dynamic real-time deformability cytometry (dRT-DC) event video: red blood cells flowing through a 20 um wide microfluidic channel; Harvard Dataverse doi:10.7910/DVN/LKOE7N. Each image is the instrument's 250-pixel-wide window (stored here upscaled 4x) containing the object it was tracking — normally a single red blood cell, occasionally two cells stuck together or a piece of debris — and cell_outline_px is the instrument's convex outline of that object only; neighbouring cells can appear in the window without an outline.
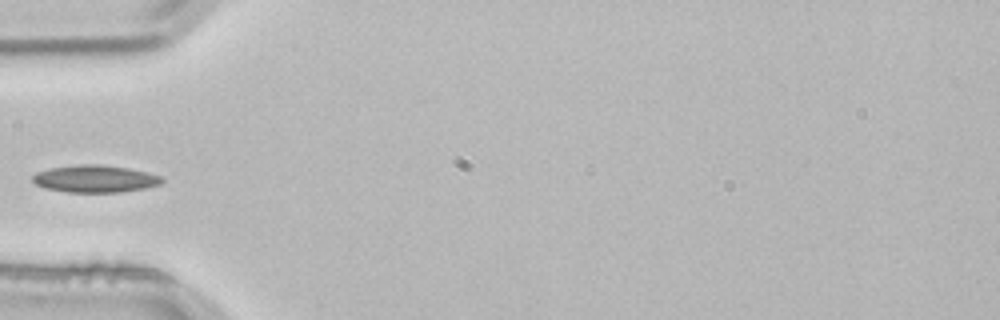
{"species": "common noctule bat (a hibernating species)", "species_latin": "Nyctalus noctula", "temperature_condition": "room temperature", "stored_images_in_passage": 2, "camera_frame_rate_fps": 3000, "um_per_image_px": 0.085, "animal": {"sex": "male", "body_mass_g": 21.5, "forearm_length_mm": 52.0}, "frame": {"image": 1, "passage_image": 2, "time_ms": 0.333, "image_size_px": [1000, 320], "cell_outline_px": [[164, 180], [160, 184], [144, 188], [120, 192], [68, 192], [44, 188], [36, 184], [32, 180], [32, 176], [36, 172], [52, 168], [76, 164], [100, 164], [128, 168], [148, 172], [164, 176]], "centroid_in_image_um": [8.1, 15.19], "position_along_channel_um": 76.9, "area_um2": 20.63}}